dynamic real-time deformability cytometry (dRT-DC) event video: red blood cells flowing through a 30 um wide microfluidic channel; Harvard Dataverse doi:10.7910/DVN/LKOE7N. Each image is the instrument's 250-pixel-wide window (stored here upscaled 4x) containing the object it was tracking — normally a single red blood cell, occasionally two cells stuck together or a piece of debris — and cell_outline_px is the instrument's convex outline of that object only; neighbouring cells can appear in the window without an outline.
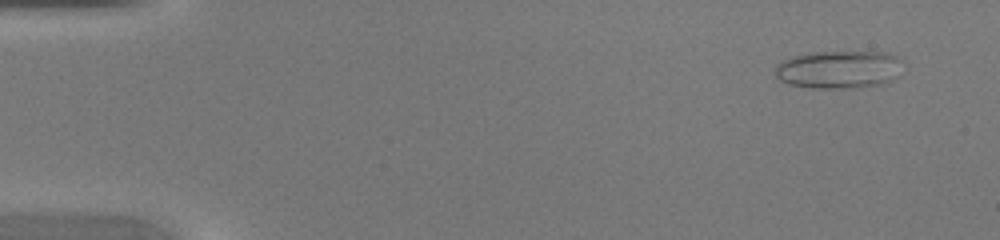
{"species": "common noctule bat (a hibernating species)", "species_latin": "Nyctalus noctula", "temperature_condition": "warm", "stored_images_in_passage": 45, "camera_frame_rate_fps": 3000, "um_per_image_px": 0.085, "animal": {"sex": "female", "body_mass_g": 20.0, "forearm_length_mm": 54.0}, "frame": {"image": 1, "passage_image": 3, "time_ms": 0.667, "image_size_px": [1000, 240], "cell_outline_px": [[904, 60], [900, 76], [892, 80], [880, 84], [856, 88], [812, 88], [788, 84], [780, 80], [776, 76], [776, 64], [780, 60], [792, 56], [812, 52], [884, 52], [896, 56]], "centroid_in_image_um": [71.33, 5.9], "position_along_channel_um": 13.7, "area_um2": 28.67}}
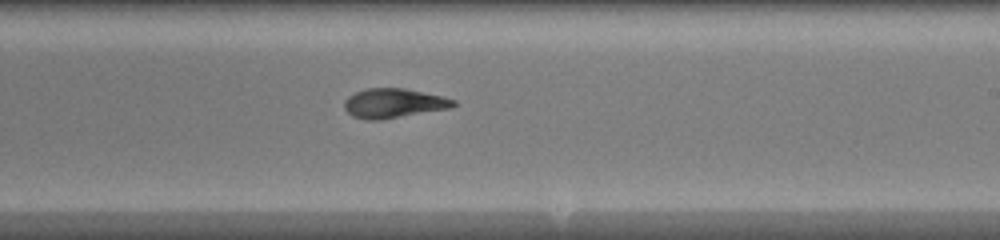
{"frame": {"image": 2, "passage_image": 27, "time_ms": 8.667, "image_size_px": [1000, 240], "cell_outline_px": [[456, 104], [448, 108], [380, 120], [364, 120], [352, 116], [344, 108], [344, 100], [348, 96], [356, 92], [368, 88], [404, 88], [444, 96], [456, 100]], "centroid_in_image_um": [33.43, 8.77], "position_along_channel_um": 255.6, "area_um2": 18.67}}
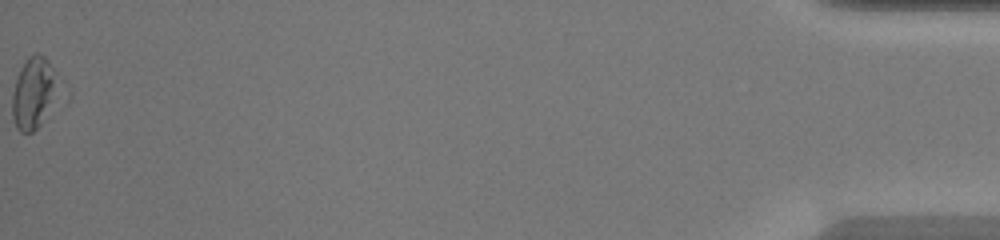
{"frame": {"image": 3, "passage_image": 45, "time_ms": 14.667, "image_size_px": [1000, 240], "cell_outline_px": [[56, 88], [40, 124], [32, 132], [20, 132], [16, 128], [12, 116], [12, 96], [16, 80], [20, 68], [28, 56], [36, 52], [44, 56], [48, 60], [52, 68]], "centroid_in_image_um": [2.76, 7.88], "position_along_channel_um": 432.4, "area_um2": 18.09}}